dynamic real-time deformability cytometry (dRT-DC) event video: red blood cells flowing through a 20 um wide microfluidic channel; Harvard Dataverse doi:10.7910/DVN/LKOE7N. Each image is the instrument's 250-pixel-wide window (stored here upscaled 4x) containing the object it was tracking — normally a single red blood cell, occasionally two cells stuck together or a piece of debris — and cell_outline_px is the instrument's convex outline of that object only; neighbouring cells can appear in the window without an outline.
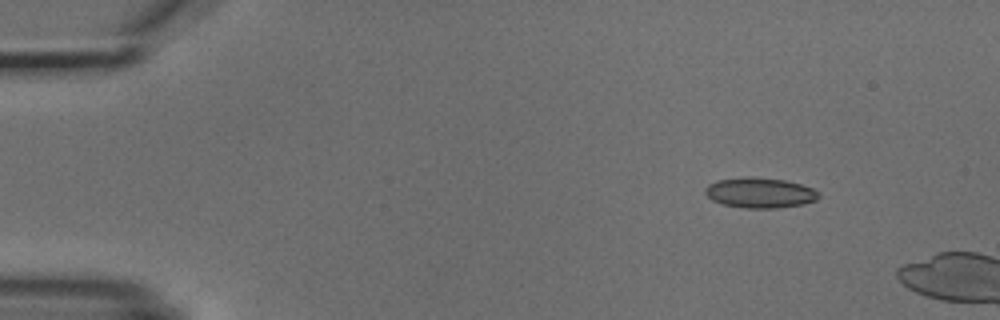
{"species": "common noctule bat (a hibernating species)", "species_latin": "Nyctalus noctula", "temperature_condition": "cold", "stored_images_in_passage": 3, "camera_frame_rate_fps": 3000, "um_per_image_px": 0.085, "animal": {"sex": "male", "body_mass_g": 18.8}, "frame": {"image": 1, "passage_image": 1, "time_ms": 0.0, "image_size_px": [1000, 320], "cell_outline_px": [[820, 196], [816, 200], [804, 204], [776, 208], [744, 208], [720, 204], [712, 200], [704, 192], [704, 188], [708, 184], [716, 180], [744, 176], [784, 180], [800, 184], [812, 188], [820, 192]], "centroid_in_image_um": [64.56, 16.39], "position_along_channel_um": 20.4, "area_um2": 20.23}}